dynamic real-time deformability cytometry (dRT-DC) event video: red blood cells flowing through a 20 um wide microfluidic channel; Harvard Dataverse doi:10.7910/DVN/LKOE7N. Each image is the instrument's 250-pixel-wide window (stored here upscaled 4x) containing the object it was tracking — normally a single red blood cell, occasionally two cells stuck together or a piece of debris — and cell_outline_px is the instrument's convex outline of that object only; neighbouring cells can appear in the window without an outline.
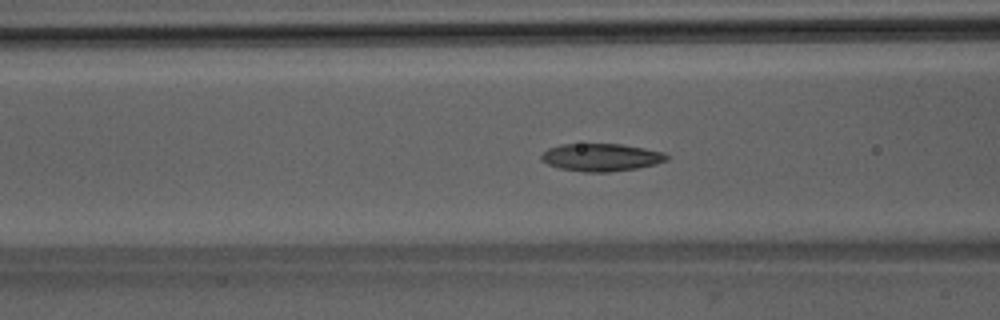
{"species": "Egyptian fruit bat (a non-hibernating species)", "species_latin": "Rousettus aegyptiacus", "temperature_condition": "room temperature", "stored_images_in_passage": 51, "camera_frame_rate_fps": 3000, "um_per_image_px": 0.085, "animal": {"sex": "male"}, "frame": {"image": 1, "passage_image": 20, "time_ms": 6.333, "image_size_px": [1000, 320], "cell_outline_px": [[668, 160], [656, 164], [636, 168], [608, 172], [584, 172], [560, 168], [548, 164], [540, 160], [540, 156], [548, 148], [560, 144], [620, 144], [644, 148], [664, 152], [668, 156]], "centroid_in_image_um": [51.09, 13.37], "position_along_channel_um": 115.5, "area_um2": 20.17}}
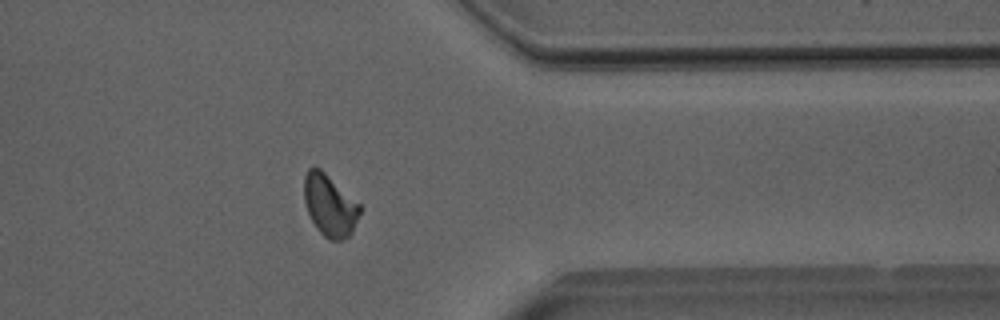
{"frame": {"image": 2, "passage_image": 41, "time_ms": 13.333, "image_size_px": [1000, 320], "cell_outline_px": [[364, 208], [352, 232], [348, 236], [340, 240], [328, 240], [316, 228], [308, 212], [304, 200], [304, 176], [308, 168], [320, 168], [360, 204]], "centroid_in_image_um": [28.05, 17.47], "position_along_channel_um": 383.3, "area_um2": 20.11}}
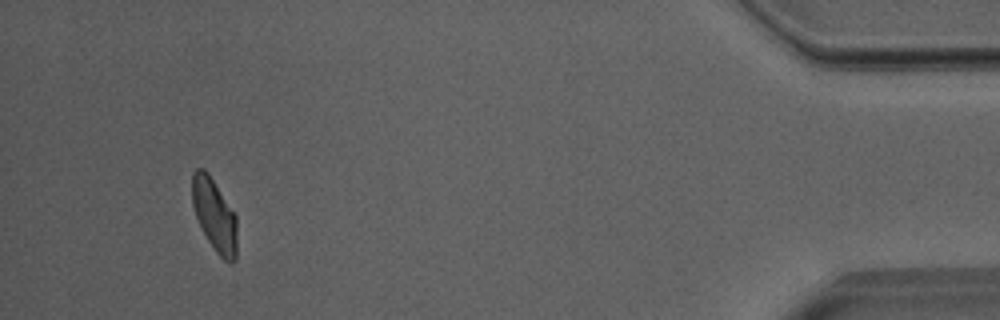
{"frame": {"image": 3, "passage_image": 48, "time_ms": 15.667, "image_size_px": [1000, 320], "cell_outline_px": [[236, 260], [232, 264], [224, 260], [216, 252], [208, 240], [196, 216], [192, 204], [192, 172], [196, 168], [204, 168], [208, 172], [236, 216]], "centroid_in_image_um": [18.22, 18.27], "position_along_channel_um": 417.0, "area_um2": 18.79}, "authors_computed_cell_mechanics": {"area_um2": 20.0566, "velocity_mm_per_s": 3.9718, "shape_relaxation_time_tau1_ms": 4.9422, "shape_relaxation_time_tau2_ms": 2.1164, "deformation_change_tau1": 0.1561, "deformation_change_tau2": 0.0832}}